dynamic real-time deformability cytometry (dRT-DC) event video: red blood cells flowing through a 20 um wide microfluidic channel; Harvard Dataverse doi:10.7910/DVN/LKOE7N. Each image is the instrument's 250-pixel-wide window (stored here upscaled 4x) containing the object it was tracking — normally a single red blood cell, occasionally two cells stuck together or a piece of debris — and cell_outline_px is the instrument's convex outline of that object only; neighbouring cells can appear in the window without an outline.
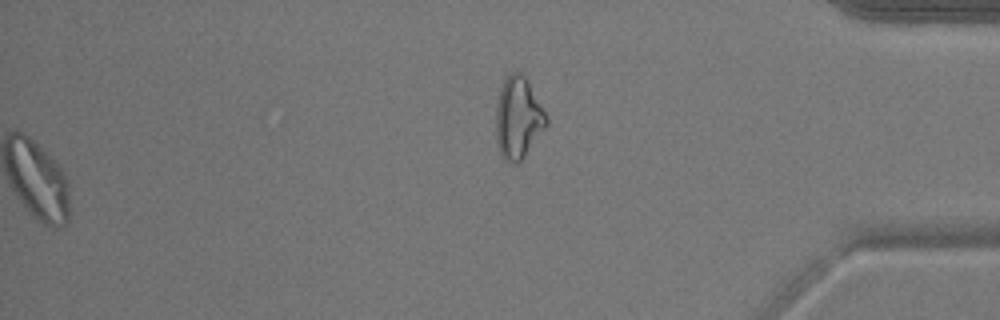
{"species": "common noctule bat (a hibernating species)", "species_latin": "Nyctalus noctula", "temperature_condition": "warm", "stored_images_in_passage": 53, "segment_of_instrument_passage": [2, 2], "camera_frame_rate_fps": 3000, "um_per_image_px": 0.085, "animal": {"sex": "male", "body_mass_g": 17.9}, "frame": {"image": 1, "passage_image": 53, "time_ms": 17.333, "image_size_px": [1000, 320], "cell_outline_px": [[548, 124], [524, 156], [516, 164], [512, 164], [500, 152], [496, 140], [496, 108], [500, 92], [504, 80], [512, 72], [520, 72], [524, 76], [548, 116]], "centroid_in_image_um": [44.05, 10.03], "position_along_channel_um": 391.1, "area_um2": 23.47}}